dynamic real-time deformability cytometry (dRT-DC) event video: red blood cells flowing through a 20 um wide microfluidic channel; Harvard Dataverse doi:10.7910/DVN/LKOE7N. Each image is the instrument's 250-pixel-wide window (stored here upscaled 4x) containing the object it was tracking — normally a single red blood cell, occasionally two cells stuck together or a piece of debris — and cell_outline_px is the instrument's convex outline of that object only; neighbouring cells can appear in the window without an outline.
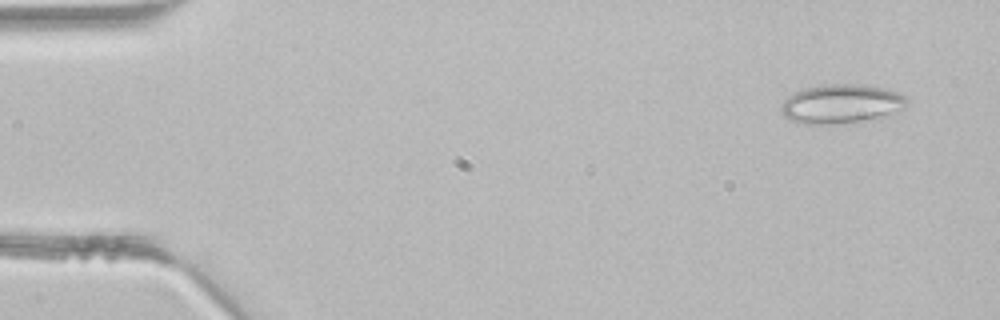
{"species": "common noctule bat (a hibernating species)", "species_latin": "Nyctalus noctula", "temperature_condition": "room temperature", "stored_images_in_passage": 4, "camera_frame_rate_fps": 3000, "um_per_image_px": 0.085, "animal": {"sex": "male", "body_mass_g": 21.5, "forearm_length_mm": 52.0}, "frame": {"image": 1, "passage_image": 1, "time_ms": 0.0, "image_size_px": [1000, 320], "cell_outline_px": [[912, 100], [904, 108], [884, 116], [860, 124], [804, 124], [792, 120], [784, 116], [780, 112], [780, 104], [788, 96], [796, 92], [820, 84], [860, 84], [884, 88], [896, 92]], "centroid_in_image_um": [71.54, 8.86], "position_along_channel_um": 13.5, "area_um2": 29.3}}